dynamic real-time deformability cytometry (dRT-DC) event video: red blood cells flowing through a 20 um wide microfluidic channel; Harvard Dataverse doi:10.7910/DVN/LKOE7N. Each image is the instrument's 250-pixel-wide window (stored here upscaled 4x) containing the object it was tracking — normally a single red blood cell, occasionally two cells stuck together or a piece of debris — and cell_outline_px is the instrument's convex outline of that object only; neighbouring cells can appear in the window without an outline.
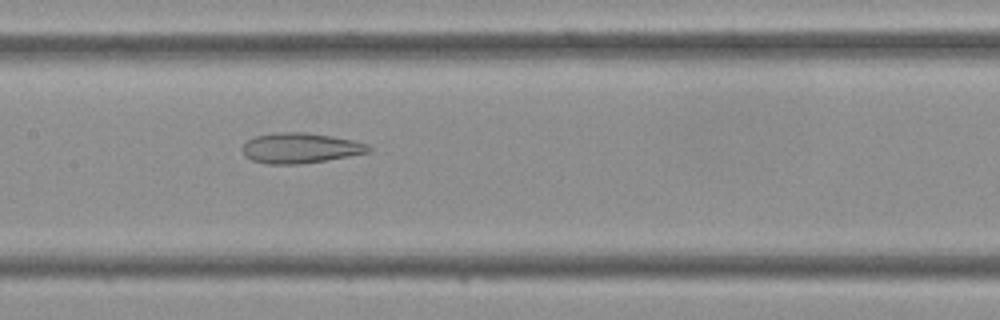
{"species": "Egyptian fruit bat (a non-hibernating species)", "species_latin": "Rousettus aegyptiacus", "temperature_condition": "cold", "stored_images_in_passage": 43, "camera_frame_rate_fps": 3000, "um_per_image_px": 0.085, "frame": {"image": 1, "passage_image": 21, "time_ms": 6.667, "image_size_px": [1000, 320], "cell_outline_px": [[372, 152], [300, 164], [268, 164], [252, 160], [244, 156], [244, 144], [248, 140], [256, 136], [280, 132], [304, 132], [332, 136], [352, 140], [368, 144], [372, 148]], "centroid_in_image_um": [25.56, 12.58], "position_along_channel_um": 181.8, "area_um2": 22.08}}
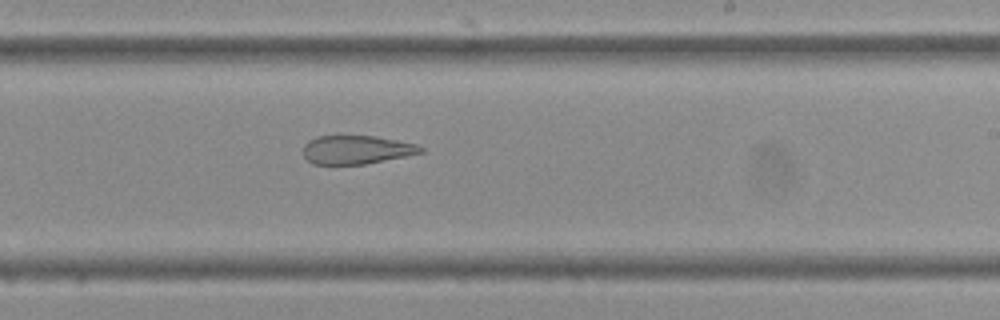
{"frame": {"image": 2, "passage_image": 26, "time_ms": 8.333, "image_size_px": [1000, 320], "cell_outline_px": [[424, 152], [364, 164], [312, 164], [304, 156], [304, 144], [308, 140], [316, 136], [340, 132], [376, 136], [416, 144], [424, 148]], "centroid_in_image_um": [30.23, 12.66], "position_along_channel_um": 258.8, "area_um2": 20.29}}
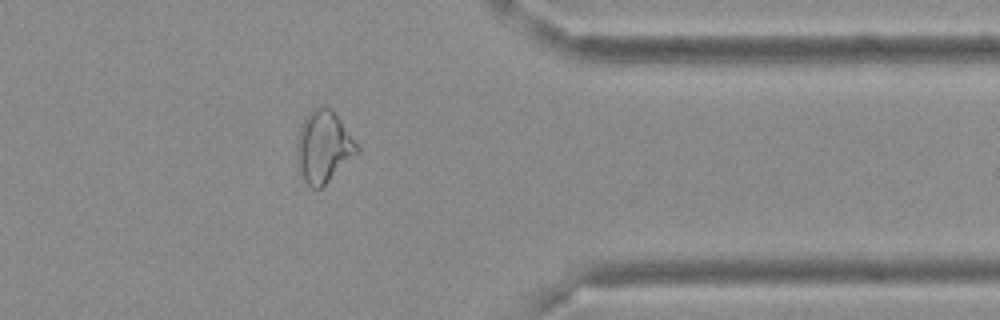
{"frame": {"image": 3, "passage_image": 35, "time_ms": 11.333, "image_size_px": [1000, 320], "cell_outline_px": [[360, 152], [320, 188], [312, 188], [300, 176], [296, 164], [296, 140], [300, 124], [304, 116], [312, 108], [324, 104], [332, 108], [360, 148]], "centroid_in_image_um": [27.46, 12.43], "position_along_channel_um": 383.9, "area_um2": 25.72}}